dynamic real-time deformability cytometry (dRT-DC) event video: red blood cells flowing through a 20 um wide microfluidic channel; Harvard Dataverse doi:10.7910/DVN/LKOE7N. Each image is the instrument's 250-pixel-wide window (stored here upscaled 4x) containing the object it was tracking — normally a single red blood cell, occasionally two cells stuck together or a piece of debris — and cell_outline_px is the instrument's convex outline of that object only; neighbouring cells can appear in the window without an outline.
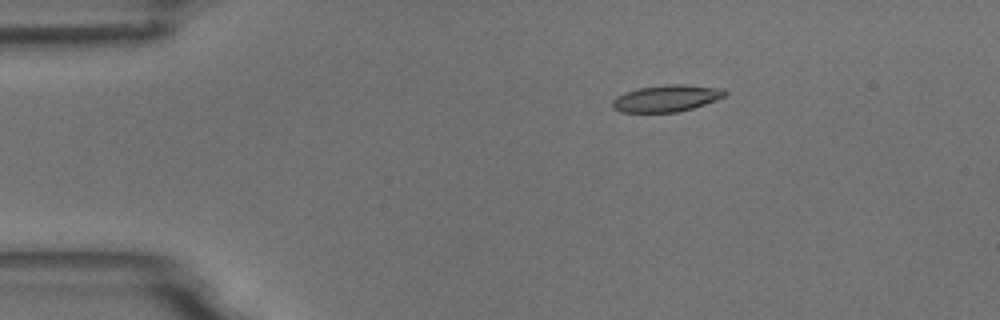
{"species": "common noctule bat (a hibernating species)", "species_latin": "Nyctalus noctula", "temperature_condition": "room temperature", "stored_images_in_passage": 6, "camera_frame_rate_fps": 3000, "um_per_image_px": 0.085, "animal": {"sex": "male", "body_mass_g": 18.8}, "frame": {"image": 1, "passage_image": 3, "time_ms": 2.333, "image_size_px": [1000, 320], "cell_outline_px": [[728, 92], [724, 96], [716, 100], [692, 108], [676, 112], [620, 112], [612, 108], [612, 100], [616, 96], [624, 92], [636, 88], [664, 84], [680, 84], [724, 88]], "centroid_in_image_um": [56.62, 8.34], "position_along_channel_um": 28.4, "area_um2": 17.69}}
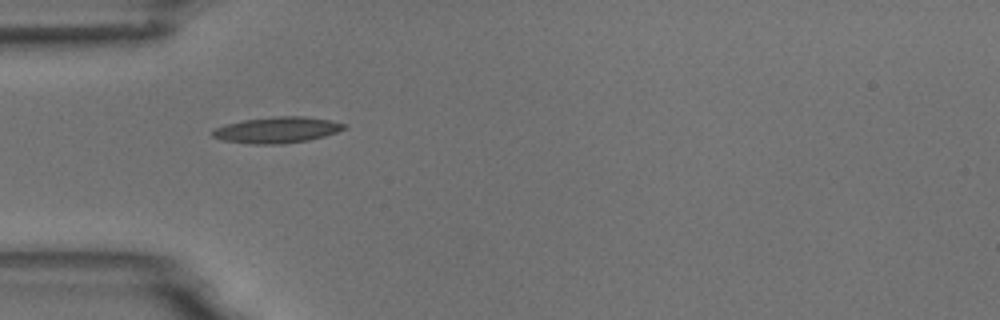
{"frame": {"image": 2, "passage_image": 5, "time_ms": 4.667, "image_size_px": [1000, 320], "cell_outline_px": [[348, 128], [324, 136], [308, 140], [280, 144], [252, 144], [220, 140], [212, 136], [212, 132], [216, 128], [228, 124], [244, 120], [276, 116], [304, 116], [328, 120], [344, 124]], "centroid_in_image_um": [23.54, 11.05], "position_along_channel_um": 61.5, "area_um2": 19.77}}